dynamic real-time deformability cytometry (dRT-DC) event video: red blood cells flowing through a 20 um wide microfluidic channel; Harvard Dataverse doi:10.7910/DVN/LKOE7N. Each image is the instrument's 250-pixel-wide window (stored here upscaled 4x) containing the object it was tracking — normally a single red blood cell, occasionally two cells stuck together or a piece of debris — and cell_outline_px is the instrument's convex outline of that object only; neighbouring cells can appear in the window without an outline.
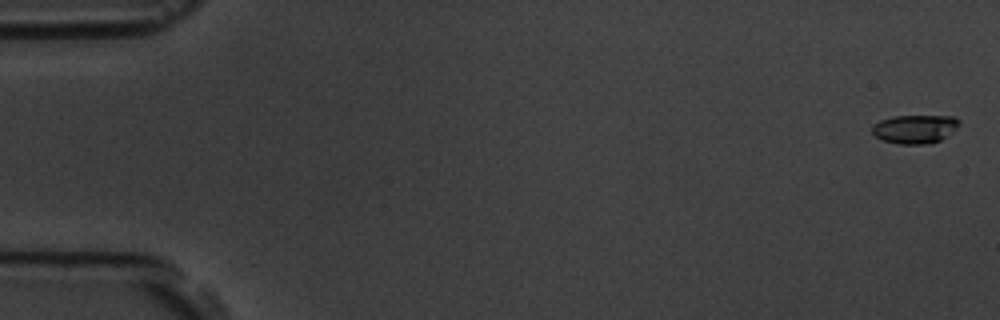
{"species": "common noctule bat (a hibernating species)", "species_latin": "Nyctalus noctula", "temperature_condition": "room temperature", "stored_images_in_passage": 4, "camera_frame_rate_fps": 3000, "um_per_image_px": 0.085, "animal": {"sex": "male", "body_mass_g": 19.5, "forearm_length_mm": 54.6}, "frame": {"image": 1, "passage_image": 1, "time_ms": 0.0, "image_size_px": [1000, 320], "cell_outline_px": [[960, 124], [948, 136], [940, 140], [928, 144], [900, 144], [884, 140], [876, 136], [872, 132], [872, 124], [880, 120], [892, 116], [956, 116], [960, 120]], "centroid_in_image_um": [77.79, 10.95], "position_along_channel_um": 7.2, "area_um2": 14.62}}
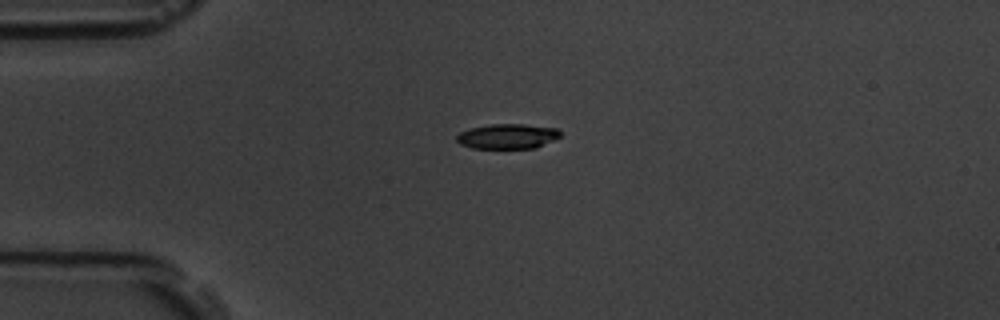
{"frame": {"image": 2, "passage_image": 4, "time_ms": 4.333, "image_size_px": [1000, 320], "cell_outline_px": [[560, 136], [536, 148], [472, 148], [460, 144], [456, 140], [456, 136], [460, 132], [472, 128], [488, 124], [524, 124], [556, 128], [560, 132]], "centroid_in_image_um": [43.11, 11.58], "position_along_channel_um": 41.9, "area_um2": 14.97}}